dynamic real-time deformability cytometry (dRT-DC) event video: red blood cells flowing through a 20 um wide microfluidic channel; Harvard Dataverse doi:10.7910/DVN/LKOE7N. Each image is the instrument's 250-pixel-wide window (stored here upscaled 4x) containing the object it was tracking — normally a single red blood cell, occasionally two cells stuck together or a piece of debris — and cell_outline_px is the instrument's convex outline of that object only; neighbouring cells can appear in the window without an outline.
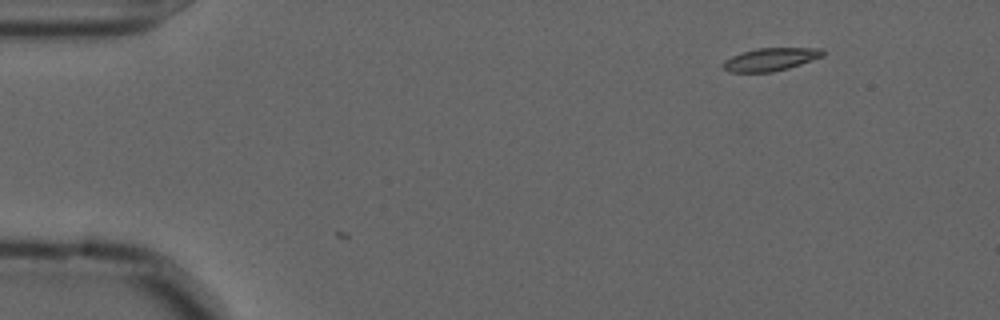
{"species": "common noctule bat (a hibernating species)", "species_latin": "Nyctalus noctula", "temperature_condition": "cold", "stored_images_in_passage": 3, "camera_frame_rate_fps": 3000, "um_per_image_px": 0.085, "animal": {"sex": "male", "forearm_length_mm": 52.5}, "frame": {"image": 1, "passage_image": 3, "time_ms": 0.667, "image_size_px": [1000, 320], "cell_outline_px": [[824, 56], [788, 68], [772, 72], [728, 72], [724, 68], [724, 60], [732, 56], [756, 48], [824, 48]], "centroid_in_image_um": [65.52, 5.04], "position_along_channel_um": 19.5, "area_um2": 13.18}}